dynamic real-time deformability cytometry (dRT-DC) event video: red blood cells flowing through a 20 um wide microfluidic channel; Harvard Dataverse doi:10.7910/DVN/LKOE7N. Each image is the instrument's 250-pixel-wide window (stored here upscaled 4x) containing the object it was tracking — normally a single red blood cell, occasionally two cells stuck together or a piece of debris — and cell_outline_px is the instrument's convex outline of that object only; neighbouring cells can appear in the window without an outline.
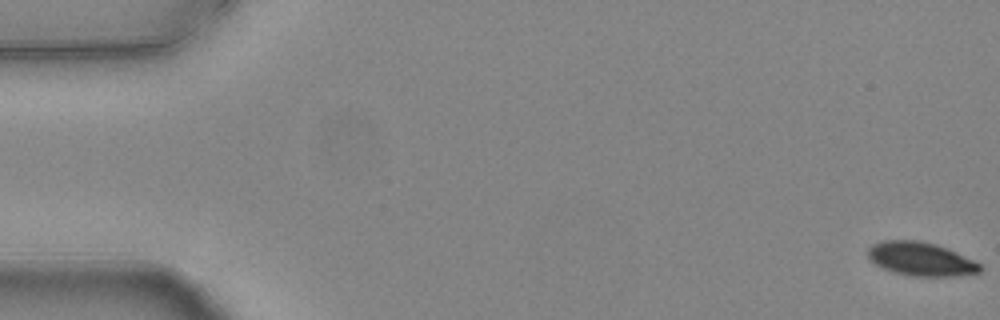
{"species": "common noctule bat (a hibernating species)", "species_latin": "Nyctalus noctula", "temperature_condition": "warm", "stored_images_in_passage": 55, "camera_frame_rate_fps": 3000, "um_per_image_px": 0.085, "animal": {"sex": "female", "body_mass_g": 24.6, "forearm_length_mm": 56.2}, "frame": {"image": 1, "passage_image": 1, "time_ms": 0.0, "image_size_px": [1000, 320], "cell_outline_px": [[984, 268], [980, 272], [952, 276], [912, 276], [896, 272], [884, 268], [876, 264], [868, 256], [868, 248], [872, 244], [884, 240], [920, 240], [936, 244], [948, 248], [980, 264]], "centroid_in_image_um": [78.28, 22.0], "position_along_channel_um": 6.7, "area_um2": 21.79}}
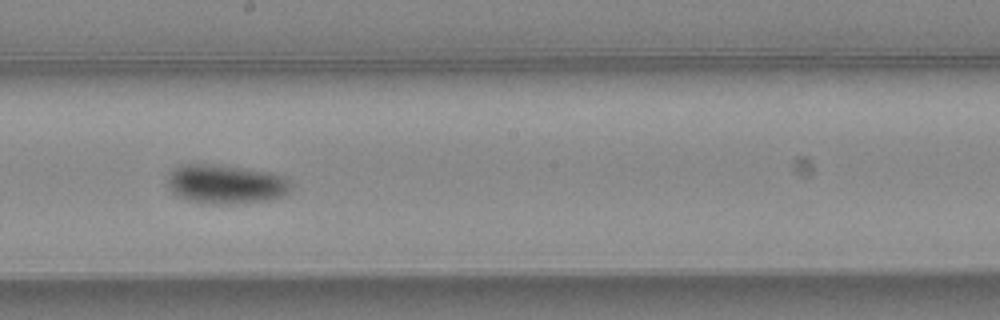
{"frame": {"image": 2, "passage_image": 31, "time_ms": 10.0, "image_size_px": [1000, 320], "cell_outline_px": [[292, 192], [268, 200], [224, 204], [204, 204], [188, 200], [176, 196], [172, 192], [168, 184], [168, 172], [184, 164], [216, 164], [268, 172], [284, 176], [292, 184]], "centroid_in_image_um": [19.18, 15.66], "position_along_channel_um": 229.0, "area_um2": 28.26}}
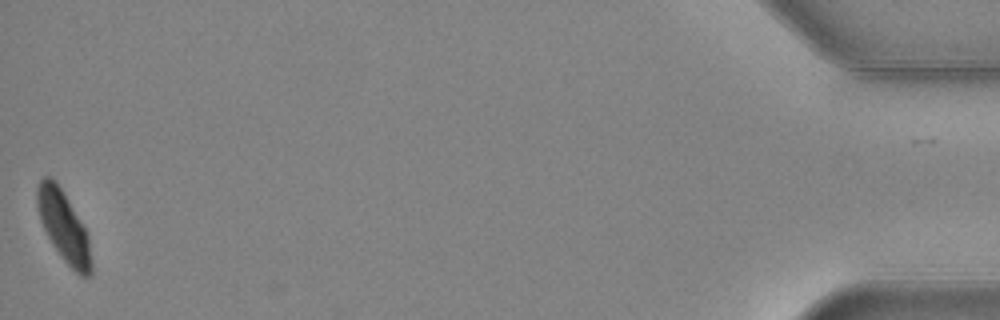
{"frame": {"image": 3, "passage_image": 55, "time_ms": 18.0, "image_size_px": [1000, 320], "cell_outline_px": [[92, 272], [88, 276], [80, 276], [64, 260], [52, 244], [40, 220], [36, 204], [36, 188], [40, 180], [44, 176], [52, 176], [56, 180], [88, 232], [92, 260]], "centroid_in_image_um": [5.42, 19.22], "position_along_channel_um": 429.8, "area_um2": 22.43}, "authors_computed_cell_mechanics": {"area_um2": 24.565, "velocity_mm_per_s": 3.7639, "shape_relaxation_time_tau1_ms": 2.5267, "shape_relaxation_time_tau2_ms": 3.7897, "deformation_change_tau1": 0.1197, "deformation_change_tau2": 0.0475}}